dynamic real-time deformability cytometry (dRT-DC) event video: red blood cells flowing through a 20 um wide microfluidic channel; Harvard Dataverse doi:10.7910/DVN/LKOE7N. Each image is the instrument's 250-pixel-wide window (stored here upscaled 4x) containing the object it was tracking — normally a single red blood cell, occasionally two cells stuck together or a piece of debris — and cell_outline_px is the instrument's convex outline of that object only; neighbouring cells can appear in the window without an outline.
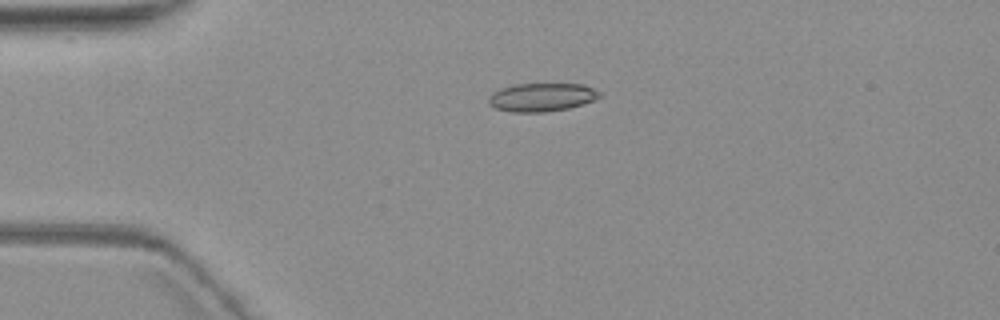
{"species": "common noctule bat (a hibernating species)", "species_latin": "Nyctalus noctula", "temperature_condition": "warm", "stored_images_in_passage": 5, "camera_frame_rate_fps": 3000, "um_per_image_px": 0.085, "animal": {"sex": "female", "body_mass_g": 19.3, "forearm_length_mm": 54.1}, "frame": {"image": 1, "passage_image": 4, "time_ms": 3.667, "image_size_px": [1000, 320], "cell_outline_px": [[604, 92], [596, 100], [584, 104], [568, 108], [544, 112], [512, 112], [496, 108], [488, 104], [488, 96], [492, 92], [500, 88], [516, 84], [584, 84]], "centroid_in_image_um": [46.08, 8.26], "position_along_channel_um": 38.9, "area_um2": 18.61}}